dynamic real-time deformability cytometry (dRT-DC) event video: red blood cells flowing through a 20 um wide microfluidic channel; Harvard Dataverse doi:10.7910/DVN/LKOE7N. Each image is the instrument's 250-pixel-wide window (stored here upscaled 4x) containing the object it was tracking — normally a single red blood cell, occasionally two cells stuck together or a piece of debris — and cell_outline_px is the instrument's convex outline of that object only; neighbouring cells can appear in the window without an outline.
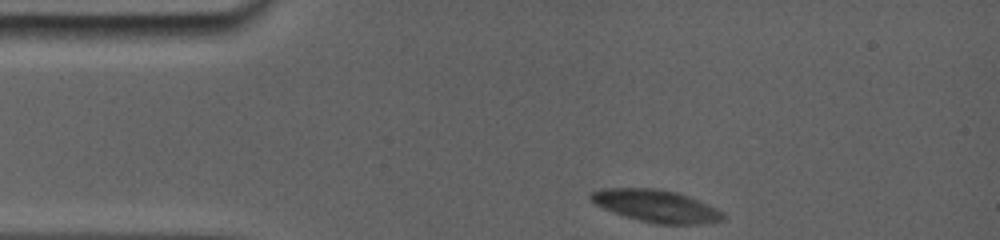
{"species": "common noctule bat (a hibernating species)", "species_latin": "Nyctalus noctula", "temperature_condition": "room temperature", "stored_images_in_passage": 36, "camera_frame_rate_fps": 5000, "um_per_image_px": 0.085, "animal": {"sex": "female", "body_mass_g": 19.0, "forearm_length_mm": 56.7}, "frame": {"image": 1, "passage_image": 1, "time_ms": 0.0, "image_size_px": [1000, 240], "cell_outline_px": [[724, 220], [700, 224], [656, 224], [624, 216], [604, 208], [588, 200], [588, 192], [600, 188], [656, 188], [676, 192], [700, 200], [724, 212]], "centroid_in_image_um": [55.74, 17.49], "position_along_channel_um": 29.3, "area_um2": 25.09}}
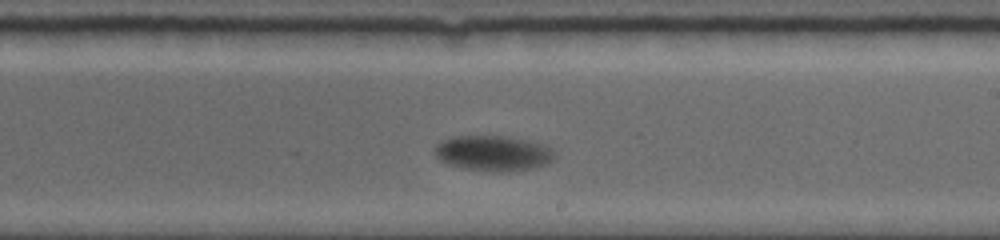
{"frame": {"image": 2, "passage_image": 21, "time_ms": 7.4, "image_size_px": [1000, 240], "cell_outline_px": [[556, 156], [548, 164], [532, 168], [500, 172], [492, 172], [464, 168], [448, 164], [440, 160], [436, 156], [436, 144], [440, 140], [456, 136], [500, 136], [528, 140], [552, 148]], "centroid_in_image_um": [41.92, 13.03], "position_along_channel_um": 247.1, "area_um2": 24.62}}
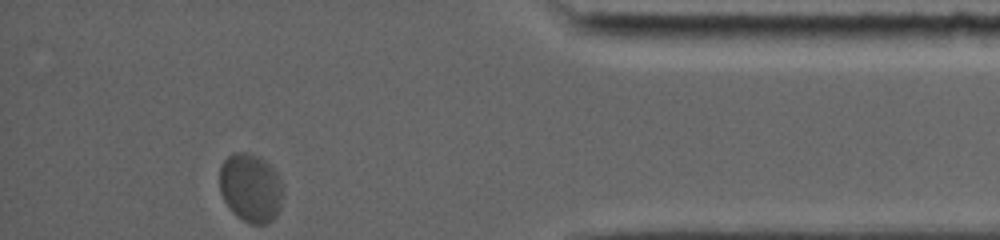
{"frame": {"image": 3, "passage_image": 36, "time_ms": 12.8, "image_size_px": [1000, 240], "cell_outline_px": [[284, 192], [280, 208], [276, 216], [268, 224], [252, 224], [236, 216], [232, 212], [224, 200], [220, 192], [220, 168], [224, 160], [228, 156], [236, 152], [248, 152], [272, 164], [284, 188]], "centroid_in_image_um": [21.33, 15.97], "position_along_channel_um": 413.9, "area_um2": 25.66}, "authors_computed_cell_mechanics": {"area_um2": 24.4205, "velocity_mm_per_s": 3.546, "shape_relaxation_time_tau1_ms": 6.2554, "shape_relaxation_time_tau2_ms": null, "deformation_change_tau1": 0.1779, "deformation_change_tau2": null}}